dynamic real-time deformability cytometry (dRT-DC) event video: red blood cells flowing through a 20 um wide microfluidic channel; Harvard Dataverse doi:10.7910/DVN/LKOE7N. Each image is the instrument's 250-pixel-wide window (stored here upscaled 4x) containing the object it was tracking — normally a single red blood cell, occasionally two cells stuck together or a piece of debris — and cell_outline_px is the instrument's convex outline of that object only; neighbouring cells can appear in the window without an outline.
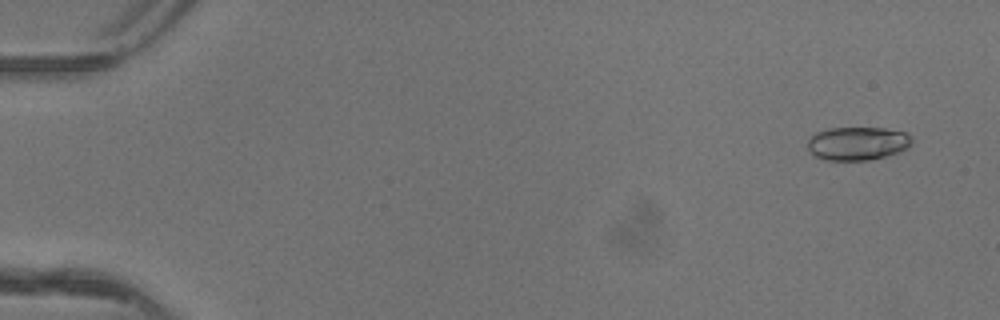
{"species": "common noctule bat (a hibernating species)", "species_latin": "Nyctalus noctula", "temperature_condition": "warm", "stored_images_in_passage": 52, "camera_frame_rate_fps": 3000, "um_per_image_px": 0.085, "animal": {"sex": "female"}, "frame": {"image": 1, "passage_image": 4, "time_ms": 1.0, "image_size_px": [1000, 320], "cell_outline_px": [[912, 144], [908, 148], [900, 152], [868, 160], [824, 160], [812, 156], [808, 152], [808, 136], [816, 132], [828, 128], [884, 128], [904, 132], [912, 136]], "centroid_in_image_um": [72.85, 12.19], "position_along_channel_um": 12.1, "area_um2": 20.63}}
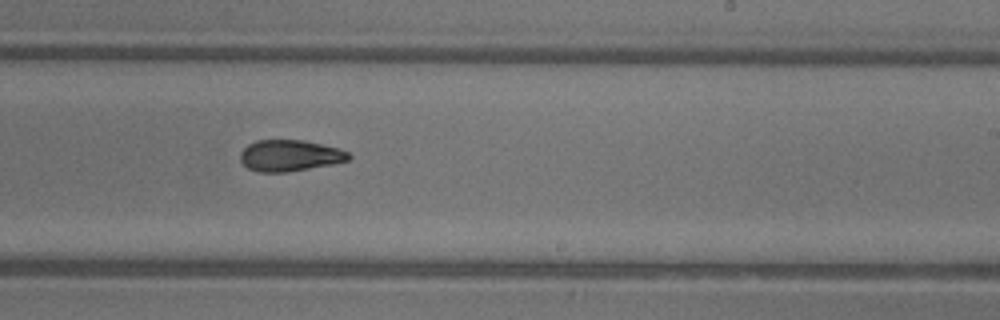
{"frame": {"image": 2, "passage_image": 33, "time_ms": 10.667, "image_size_px": [1000, 320], "cell_outline_px": [[352, 156], [348, 160], [332, 164], [284, 172], [256, 172], [248, 168], [240, 160], [240, 152], [248, 144], [256, 140], [304, 140], [340, 148], [348, 152]], "centroid_in_image_um": [24.62, 13.21], "position_along_channel_um": 264.4, "area_um2": 19.77}}
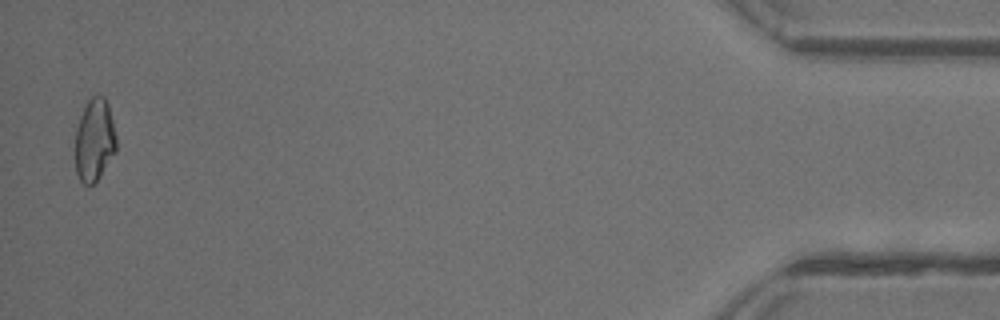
{"frame": {"image": 3, "passage_image": 51, "time_ms": 16.667, "image_size_px": [1000, 320], "cell_outline_px": [[116, 152], [96, 180], [92, 184], [84, 184], [80, 180], [76, 172], [76, 128], [80, 116], [88, 100], [96, 92], [104, 96], [108, 104], [116, 136]], "centroid_in_image_um": [8.03, 11.86], "position_along_channel_um": 427.2, "area_um2": 19.65}, "authors_computed_cell_mechanics": {"area_um2": 20.2878, "velocity_mm_per_s": 4.1726, "shape_relaxation_time_tau1_ms": 4.5796, "shape_relaxation_time_tau2_ms": 3.2622, "deformation_change_tau1": 0.1412, "deformation_change_tau2": 0.0926}}